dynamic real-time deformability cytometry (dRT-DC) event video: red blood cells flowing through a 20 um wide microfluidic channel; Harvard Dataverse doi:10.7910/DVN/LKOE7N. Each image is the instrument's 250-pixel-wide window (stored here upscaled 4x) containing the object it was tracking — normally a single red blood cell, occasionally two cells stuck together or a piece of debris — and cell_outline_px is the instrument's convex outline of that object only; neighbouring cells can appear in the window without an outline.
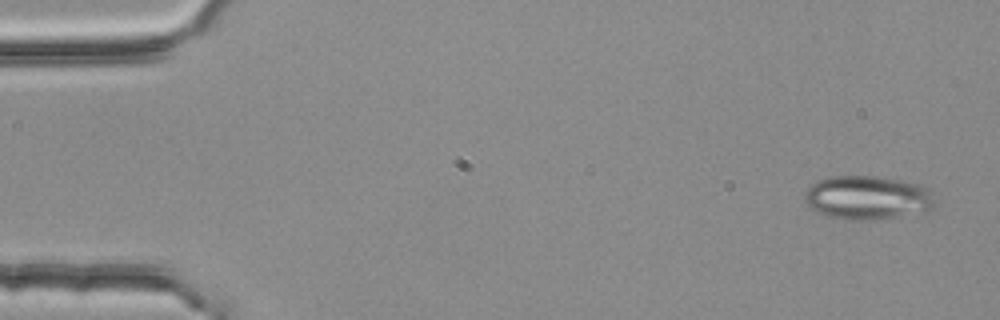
{"species": "common noctule bat (a hibernating species)", "species_latin": "Nyctalus noctula", "temperature_condition": "room temperature", "stored_images_in_passage": 5, "camera_frame_rate_fps": 3000, "um_per_image_px": 0.085, "animal": {"sex": "female", "body_mass_g": 25.1}, "frame": {"image": 1, "passage_image": 1, "time_ms": 0.0, "image_size_px": [1000, 320], "cell_outline_px": [[940, 204], [936, 208], [920, 212], [896, 216], [860, 220], [848, 220], [828, 216], [812, 208], [804, 200], [804, 192], [812, 184], [820, 180], [832, 176], [876, 176], [904, 180], [920, 184], [928, 188]], "centroid_in_image_um": [73.81, 16.78], "position_along_channel_um": 11.2, "area_um2": 33.35}}